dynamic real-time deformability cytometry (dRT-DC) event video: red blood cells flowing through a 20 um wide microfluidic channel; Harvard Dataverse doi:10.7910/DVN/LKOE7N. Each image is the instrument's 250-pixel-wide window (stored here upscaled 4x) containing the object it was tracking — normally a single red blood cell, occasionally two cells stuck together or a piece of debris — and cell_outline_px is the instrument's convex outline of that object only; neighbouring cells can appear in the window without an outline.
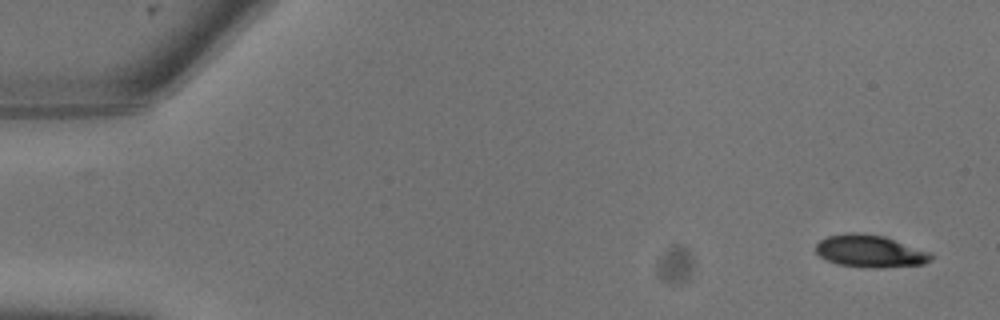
{"species": "common noctule bat (a hibernating species)", "species_latin": "Nyctalus noctula", "temperature_condition": "warm", "stored_images_in_passage": 10, "camera_frame_rate_fps": 3000, "um_per_image_px": 0.085, "animal": {"sex": "male", "body_mass_g": 13.3}, "frame": {"image": 1, "passage_image": 1, "time_ms": 0.0, "image_size_px": [1000, 320], "cell_outline_px": [[932, 260], [924, 264], [880, 268], [876, 268], [840, 264], [828, 260], [820, 256], [816, 252], [816, 244], [820, 240], [828, 236], [852, 232], [884, 236], [928, 252], [932, 256]], "centroid_in_image_um": [73.95, 21.35], "position_along_channel_um": 11.1, "area_um2": 21.27}}